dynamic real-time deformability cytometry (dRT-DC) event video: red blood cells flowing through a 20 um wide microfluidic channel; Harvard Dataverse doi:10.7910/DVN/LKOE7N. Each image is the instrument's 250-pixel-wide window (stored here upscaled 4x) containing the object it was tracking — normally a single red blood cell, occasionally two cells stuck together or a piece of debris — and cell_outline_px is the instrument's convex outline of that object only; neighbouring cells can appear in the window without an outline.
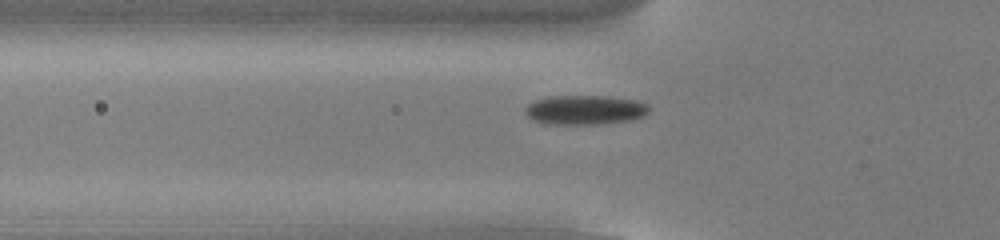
{"species": "common noctule bat (a hibernating species)", "species_latin": "Nyctalus noctula", "temperature_condition": "cold", "stored_images_in_passage": 49, "camera_frame_rate_fps": 3000, "um_per_image_px": 0.085, "animal": {"sex": "male", "body_mass_g": 13.0, "forearm_length_mm": 53.1}, "frame": {"image": 1, "passage_image": 13, "time_ms": 4.0, "image_size_px": [1000, 240], "cell_outline_px": [[648, 112], [644, 116], [632, 120], [596, 124], [548, 124], [532, 120], [524, 112], [524, 108], [528, 104], [536, 100], [552, 96], [608, 96], [636, 100], [648, 104]], "centroid_in_image_um": [49.72, 9.34], "position_along_channel_um": 76.1, "area_um2": 21.27}}
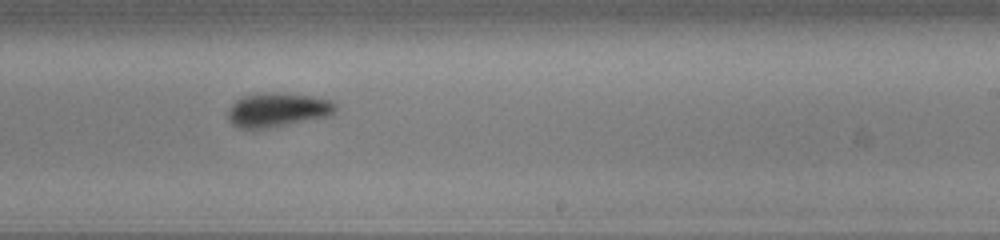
{"frame": {"image": 2, "passage_image": 28, "time_ms": 9.0, "image_size_px": [1000, 240], "cell_outline_px": [[336, 108], [332, 116], [264, 128], [240, 128], [232, 124], [228, 120], [228, 108], [240, 96], [268, 92], [276, 92], [312, 96], [332, 100], [336, 104]], "centroid_in_image_um": [23.6, 9.32], "position_along_channel_um": 265.4, "area_um2": 21.44}}
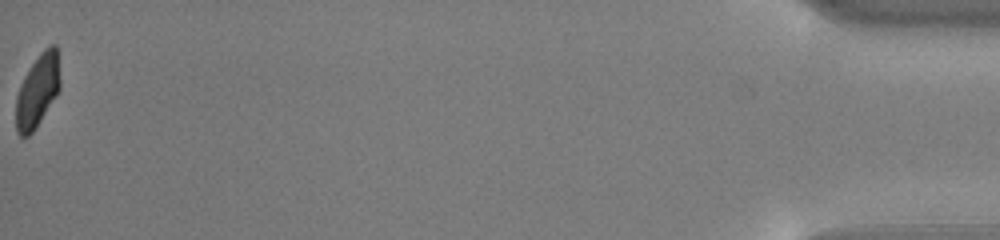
{"frame": {"image": 3, "passage_image": 49, "time_ms": 16.0, "image_size_px": [1000, 240], "cell_outline_px": [[60, 88], [56, 96], [32, 132], [28, 136], [20, 136], [16, 132], [16, 96], [20, 84], [24, 76], [40, 52], [48, 44], [56, 44], [60, 80]], "centroid_in_image_um": [3.18, 7.69], "position_along_channel_um": 432.0, "area_um2": 18.61}, "authors_computed_cell_mechanics": {"area_um2": 20.519, "velocity_mm_per_s": 3.7867, "shape_relaxation_time_tau1_ms": 2.5181, "shape_relaxation_time_tau2_ms": 2.046, "deformation_change_tau1": 0.0917, "deformation_change_tau2": 0.0644}}